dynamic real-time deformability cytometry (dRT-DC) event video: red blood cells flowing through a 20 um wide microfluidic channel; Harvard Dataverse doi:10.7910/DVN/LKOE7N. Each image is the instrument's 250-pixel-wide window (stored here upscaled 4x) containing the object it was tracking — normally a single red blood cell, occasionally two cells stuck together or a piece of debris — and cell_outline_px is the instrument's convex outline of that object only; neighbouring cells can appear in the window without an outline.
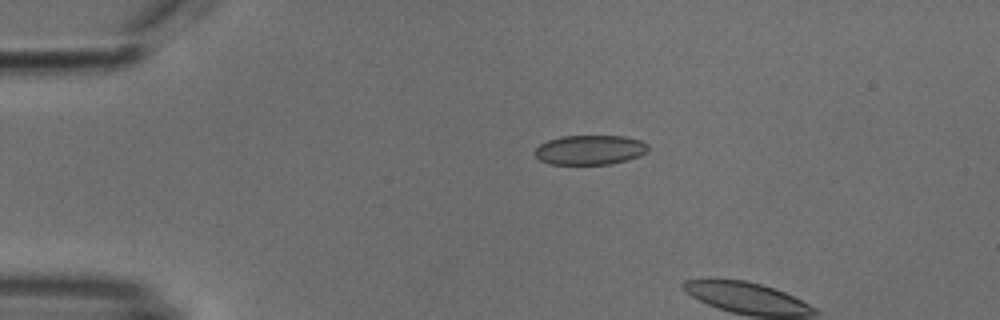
{"species": "common noctule bat (a hibernating species)", "species_latin": "Nyctalus noctula", "temperature_condition": "cold", "stored_images_in_passage": 3, "camera_frame_rate_fps": 3000, "um_per_image_px": 0.085, "animal": {"sex": "male", "body_mass_g": 18.8}, "frame": {"image": 1, "passage_image": 1, "time_ms": 0.0, "image_size_px": [1000, 320], "cell_outline_px": [[648, 148], [640, 156], [628, 160], [612, 164], [548, 164], [540, 160], [532, 152], [540, 144], [548, 140], [560, 136], [624, 136], [640, 140], [648, 144]], "centroid_in_image_um": [50.12, 12.74], "position_along_channel_um": 34.9, "area_um2": 19.65}}